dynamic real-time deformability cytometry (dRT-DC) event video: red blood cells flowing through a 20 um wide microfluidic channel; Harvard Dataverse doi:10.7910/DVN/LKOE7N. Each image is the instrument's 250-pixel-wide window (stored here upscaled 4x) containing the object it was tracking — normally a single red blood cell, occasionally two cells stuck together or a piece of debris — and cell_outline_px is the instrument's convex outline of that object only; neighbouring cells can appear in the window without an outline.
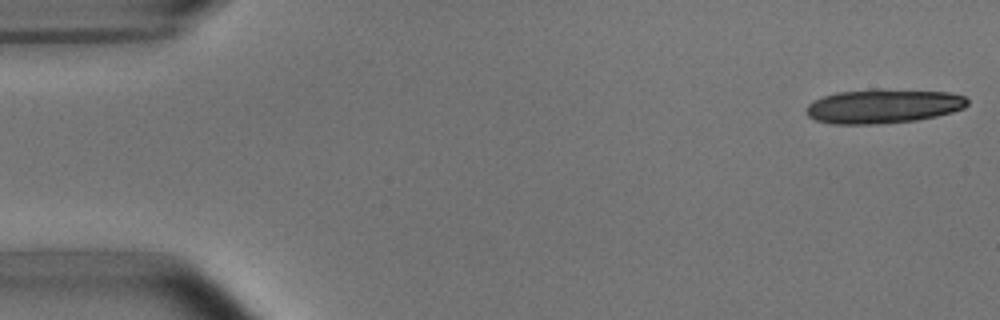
{"species": "common noctule bat (a hibernating species)", "species_latin": "Nyctalus noctula", "temperature_condition": "room temperature", "stored_images_in_passage": 3, "camera_frame_rate_fps": 3000, "um_per_image_px": 0.085, "animal": {"sex": "male", "body_mass_g": 15.6}, "frame": {"image": 1, "passage_image": 1, "time_ms": 0.0, "image_size_px": [1000, 320], "cell_outline_px": [[968, 104], [964, 108], [952, 112], [936, 116], [916, 120], [876, 124], [832, 124], [816, 120], [808, 116], [804, 112], [804, 108], [808, 104], [824, 96], [836, 92], [872, 88], [876, 88], [948, 92], [964, 96], [968, 100]], "centroid_in_image_um": [75.05, 9.01], "position_along_channel_um": 10.0, "area_um2": 32.48}}